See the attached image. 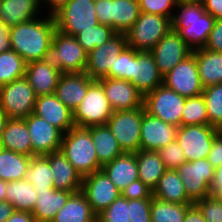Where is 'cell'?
Here are the masks:
<instances>
[{
  "mask_svg": "<svg viewBox=\"0 0 222 222\" xmlns=\"http://www.w3.org/2000/svg\"><path fill=\"white\" fill-rule=\"evenodd\" d=\"M163 161L166 170H176L181 164L186 162L183 148L175 139L168 145L157 151Z\"/></svg>",
  "mask_w": 222,
  "mask_h": 222,
  "instance_id": "ee69618b",
  "label": "cell"
},
{
  "mask_svg": "<svg viewBox=\"0 0 222 222\" xmlns=\"http://www.w3.org/2000/svg\"><path fill=\"white\" fill-rule=\"evenodd\" d=\"M208 125L222 131V83L205 87L202 92Z\"/></svg>",
  "mask_w": 222,
  "mask_h": 222,
  "instance_id": "ab89813d",
  "label": "cell"
},
{
  "mask_svg": "<svg viewBox=\"0 0 222 222\" xmlns=\"http://www.w3.org/2000/svg\"><path fill=\"white\" fill-rule=\"evenodd\" d=\"M162 76L192 54L179 33L171 29L150 51Z\"/></svg>",
  "mask_w": 222,
  "mask_h": 222,
  "instance_id": "e0dca14e",
  "label": "cell"
},
{
  "mask_svg": "<svg viewBox=\"0 0 222 222\" xmlns=\"http://www.w3.org/2000/svg\"><path fill=\"white\" fill-rule=\"evenodd\" d=\"M9 49L8 29L0 23V51Z\"/></svg>",
  "mask_w": 222,
  "mask_h": 222,
  "instance_id": "91938a15",
  "label": "cell"
},
{
  "mask_svg": "<svg viewBox=\"0 0 222 222\" xmlns=\"http://www.w3.org/2000/svg\"><path fill=\"white\" fill-rule=\"evenodd\" d=\"M41 9L39 0H0V23L9 29L38 18Z\"/></svg>",
  "mask_w": 222,
  "mask_h": 222,
  "instance_id": "d4e9b609",
  "label": "cell"
},
{
  "mask_svg": "<svg viewBox=\"0 0 222 222\" xmlns=\"http://www.w3.org/2000/svg\"><path fill=\"white\" fill-rule=\"evenodd\" d=\"M202 0H175L176 4H183V3H193V2H200Z\"/></svg>",
  "mask_w": 222,
  "mask_h": 222,
  "instance_id": "e7e4bbea",
  "label": "cell"
},
{
  "mask_svg": "<svg viewBox=\"0 0 222 222\" xmlns=\"http://www.w3.org/2000/svg\"><path fill=\"white\" fill-rule=\"evenodd\" d=\"M204 48L222 53V19H216Z\"/></svg>",
  "mask_w": 222,
  "mask_h": 222,
  "instance_id": "f907efd6",
  "label": "cell"
},
{
  "mask_svg": "<svg viewBox=\"0 0 222 222\" xmlns=\"http://www.w3.org/2000/svg\"><path fill=\"white\" fill-rule=\"evenodd\" d=\"M14 211V206H12L6 200L0 202V222H6Z\"/></svg>",
  "mask_w": 222,
  "mask_h": 222,
  "instance_id": "6f0895ef",
  "label": "cell"
},
{
  "mask_svg": "<svg viewBox=\"0 0 222 222\" xmlns=\"http://www.w3.org/2000/svg\"><path fill=\"white\" fill-rule=\"evenodd\" d=\"M222 186V165L215 168L214 176L210 185L211 194Z\"/></svg>",
  "mask_w": 222,
  "mask_h": 222,
  "instance_id": "680465c9",
  "label": "cell"
},
{
  "mask_svg": "<svg viewBox=\"0 0 222 222\" xmlns=\"http://www.w3.org/2000/svg\"><path fill=\"white\" fill-rule=\"evenodd\" d=\"M206 222H222V202L212 195L194 202Z\"/></svg>",
  "mask_w": 222,
  "mask_h": 222,
  "instance_id": "7dc6e473",
  "label": "cell"
},
{
  "mask_svg": "<svg viewBox=\"0 0 222 222\" xmlns=\"http://www.w3.org/2000/svg\"><path fill=\"white\" fill-rule=\"evenodd\" d=\"M87 129L91 132L98 162L101 166L124 153L107 125L91 126Z\"/></svg>",
  "mask_w": 222,
  "mask_h": 222,
  "instance_id": "836d02e7",
  "label": "cell"
},
{
  "mask_svg": "<svg viewBox=\"0 0 222 222\" xmlns=\"http://www.w3.org/2000/svg\"><path fill=\"white\" fill-rule=\"evenodd\" d=\"M27 63L14 50L0 51V87L25 77Z\"/></svg>",
  "mask_w": 222,
  "mask_h": 222,
  "instance_id": "74e56055",
  "label": "cell"
},
{
  "mask_svg": "<svg viewBox=\"0 0 222 222\" xmlns=\"http://www.w3.org/2000/svg\"><path fill=\"white\" fill-rule=\"evenodd\" d=\"M128 199L121 195L97 215L100 222H130Z\"/></svg>",
  "mask_w": 222,
  "mask_h": 222,
  "instance_id": "7bdbcfd3",
  "label": "cell"
},
{
  "mask_svg": "<svg viewBox=\"0 0 222 222\" xmlns=\"http://www.w3.org/2000/svg\"><path fill=\"white\" fill-rule=\"evenodd\" d=\"M96 218L97 215L92 211L85 195L79 191L68 198L52 222H92Z\"/></svg>",
  "mask_w": 222,
  "mask_h": 222,
  "instance_id": "1f68e13d",
  "label": "cell"
},
{
  "mask_svg": "<svg viewBox=\"0 0 222 222\" xmlns=\"http://www.w3.org/2000/svg\"><path fill=\"white\" fill-rule=\"evenodd\" d=\"M7 181L0 179V202L5 201Z\"/></svg>",
  "mask_w": 222,
  "mask_h": 222,
  "instance_id": "6125c7cd",
  "label": "cell"
},
{
  "mask_svg": "<svg viewBox=\"0 0 222 222\" xmlns=\"http://www.w3.org/2000/svg\"><path fill=\"white\" fill-rule=\"evenodd\" d=\"M215 168L207 158L186 161L181 164L176 172L182 180L187 196L196 202L211 195L210 185Z\"/></svg>",
  "mask_w": 222,
  "mask_h": 222,
  "instance_id": "4fadbf2b",
  "label": "cell"
},
{
  "mask_svg": "<svg viewBox=\"0 0 222 222\" xmlns=\"http://www.w3.org/2000/svg\"><path fill=\"white\" fill-rule=\"evenodd\" d=\"M103 87L113 111L134 110L143 106L144 96L127 80L102 78L97 80Z\"/></svg>",
  "mask_w": 222,
  "mask_h": 222,
  "instance_id": "d6986e66",
  "label": "cell"
},
{
  "mask_svg": "<svg viewBox=\"0 0 222 222\" xmlns=\"http://www.w3.org/2000/svg\"><path fill=\"white\" fill-rule=\"evenodd\" d=\"M207 159L214 168L222 165V131L214 138Z\"/></svg>",
  "mask_w": 222,
  "mask_h": 222,
  "instance_id": "816d5d0a",
  "label": "cell"
},
{
  "mask_svg": "<svg viewBox=\"0 0 222 222\" xmlns=\"http://www.w3.org/2000/svg\"><path fill=\"white\" fill-rule=\"evenodd\" d=\"M92 222H100V220L98 218H96L95 220H93Z\"/></svg>",
  "mask_w": 222,
  "mask_h": 222,
  "instance_id": "003e7915",
  "label": "cell"
},
{
  "mask_svg": "<svg viewBox=\"0 0 222 222\" xmlns=\"http://www.w3.org/2000/svg\"><path fill=\"white\" fill-rule=\"evenodd\" d=\"M38 197L32 215L36 222H52L55 214L66 204L73 192L45 189L36 191Z\"/></svg>",
  "mask_w": 222,
  "mask_h": 222,
  "instance_id": "f1b7e54d",
  "label": "cell"
},
{
  "mask_svg": "<svg viewBox=\"0 0 222 222\" xmlns=\"http://www.w3.org/2000/svg\"><path fill=\"white\" fill-rule=\"evenodd\" d=\"M3 149L2 139L0 137V151Z\"/></svg>",
  "mask_w": 222,
  "mask_h": 222,
  "instance_id": "03108f58",
  "label": "cell"
},
{
  "mask_svg": "<svg viewBox=\"0 0 222 222\" xmlns=\"http://www.w3.org/2000/svg\"><path fill=\"white\" fill-rule=\"evenodd\" d=\"M42 10L47 11L49 15H53L58 11L68 0H39ZM45 7V8H44Z\"/></svg>",
  "mask_w": 222,
  "mask_h": 222,
  "instance_id": "db71d44e",
  "label": "cell"
},
{
  "mask_svg": "<svg viewBox=\"0 0 222 222\" xmlns=\"http://www.w3.org/2000/svg\"><path fill=\"white\" fill-rule=\"evenodd\" d=\"M145 111L144 105L134 110L114 111L106 125L116 138L123 152L140 150V131Z\"/></svg>",
  "mask_w": 222,
  "mask_h": 222,
  "instance_id": "ba28073f",
  "label": "cell"
},
{
  "mask_svg": "<svg viewBox=\"0 0 222 222\" xmlns=\"http://www.w3.org/2000/svg\"><path fill=\"white\" fill-rule=\"evenodd\" d=\"M87 55L75 36L56 29L51 45L41 60L61 74L84 73L87 66Z\"/></svg>",
  "mask_w": 222,
  "mask_h": 222,
  "instance_id": "3957f363",
  "label": "cell"
},
{
  "mask_svg": "<svg viewBox=\"0 0 222 222\" xmlns=\"http://www.w3.org/2000/svg\"><path fill=\"white\" fill-rule=\"evenodd\" d=\"M203 87L222 83V53L205 48L192 51Z\"/></svg>",
  "mask_w": 222,
  "mask_h": 222,
  "instance_id": "f546056e",
  "label": "cell"
},
{
  "mask_svg": "<svg viewBox=\"0 0 222 222\" xmlns=\"http://www.w3.org/2000/svg\"><path fill=\"white\" fill-rule=\"evenodd\" d=\"M98 22L125 34L139 17L138 0H99L95 2Z\"/></svg>",
  "mask_w": 222,
  "mask_h": 222,
  "instance_id": "30bf717a",
  "label": "cell"
},
{
  "mask_svg": "<svg viewBox=\"0 0 222 222\" xmlns=\"http://www.w3.org/2000/svg\"><path fill=\"white\" fill-rule=\"evenodd\" d=\"M44 157L49 161L50 169L53 172L54 189L73 193L81 191L83 178L61 150Z\"/></svg>",
  "mask_w": 222,
  "mask_h": 222,
  "instance_id": "cb8c5ba5",
  "label": "cell"
},
{
  "mask_svg": "<svg viewBox=\"0 0 222 222\" xmlns=\"http://www.w3.org/2000/svg\"><path fill=\"white\" fill-rule=\"evenodd\" d=\"M175 9L172 29L192 51L204 48L216 19L205 11L202 1L177 4Z\"/></svg>",
  "mask_w": 222,
  "mask_h": 222,
  "instance_id": "7a4b0ae2",
  "label": "cell"
},
{
  "mask_svg": "<svg viewBox=\"0 0 222 222\" xmlns=\"http://www.w3.org/2000/svg\"><path fill=\"white\" fill-rule=\"evenodd\" d=\"M37 197L34 186L26 179L7 182L5 200L14 206L15 211L32 213Z\"/></svg>",
  "mask_w": 222,
  "mask_h": 222,
  "instance_id": "e575fe53",
  "label": "cell"
},
{
  "mask_svg": "<svg viewBox=\"0 0 222 222\" xmlns=\"http://www.w3.org/2000/svg\"><path fill=\"white\" fill-rule=\"evenodd\" d=\"M113 112L102 85L95 80L73 112L74 124L81 128L106 125Z\"/></svg>",
  "mask_w": 222,
  "mask_h": 222,
  "instance_id": "8992f818",
  "label": "cell"
},
{
  "mask_svg": "<svg viewBox=\"0 0 222 222\" xmlns=\"http://www.w3.org/2000/svg\"><path fill=\"white\" fill-rule=\"evenodd\" d=\"M163 85L184 97L201 95L204 87L194 55L191 54L164 75Z\"/></svg>",
  "mask_w": 222,
  "mask_h": 222,
  "instance_id": "9a60e30c",
  "label": "cell"
},
{
  "mask_svg": "<svg viewBox=\"0 0 222 222\" xmlns=\"http://www.w3.org/2000/svg\"><path fill=\"white\" fill-rule=\"evenodd\" d=\"M132 83L143 96L163 85V76L150 51H137L133 55Z\"/></svg>",
  "mask_w": 222,
  "mask_h": 222,
  "instance_id": "44dd1931",
  "label": "cell"
},
{
  "mask_svg": "<svg viewBox=\"0 0 222 222\" xmlns=\"http://www.w3.org/2000/svg\"><path fill=\"white\" fill-rule=\"evenodd\" d=\"M81 192L85 195L92 211L98 215L120 195V190L102 171L83 177Z\"/></svg>",
  "mask_w": 222,
  "mask_h": 222,
  "instance_id": "2e32d148",
  "label": "cell"
},
{
  "mask_svg": "<svg viewBox=\"0 0 222 222\" xmlns=\"http://www.w3.org/2000/svg\"><path fill=\"white\" fill-rule=\"evenodd\" d=\"M31 157L7 149L0 151V179L4 181L23 180Z\"/></svg>",
  "mask_w": 222,
  "mask_h": 222,
  "instance_id": "d590c367",
  "label": "cell"
},
{
  "mask_svg": "<svg viewBox=\"0 0 222 222\" xmlns=\"http://www.w3.org/2000/svg\"><path fill=\"white\" fill-rule=\"evenodd\" d=\"M204 9L215 19H222V0H202Z\"/></svg>",
  "mask_w": 222,
  "mask_h": 222,
  "instance_id": "f5cc1de1",
  "label": "cell"
},
{
  "mask_svg": "<svg viewBox=\"0 0 222 222\" xmlns=\"http://www.w3.org/2000/svg\"><path fill=\"white\" fill-rule=\"evenodd\" d=\"M1 139L4 149L33 157L30 133L24 119L8 118Z\"/></svg>",
  "mask_w": 222,
  "mask_h": 222,
  "instance_id": "83f0119b",
  "label": "cell"
},
{
  "mask_svg": "<svg viewBox=\"0 0 222 222\" xmlns=\"http://www.w3.org/2000/svg\"><path fill=\"white\" fill-rule=\"evenodd\" d=\"M215 199L222 202V186L211 194Z\"/></svg>",
  "mask_w": 222,
  "mask_h": 222,
  "instance_id": "be15d7a7",
  "label": "cell"
},
{
  "mask_svg": "<svg viewBox=\"0 0 222 222\" xmlns=\"http://www.w3.org/2000/svg\"><path fill=\"white\" fill-rule=\"evenodd\" d=\"M33 113L63 133L75 127L73 112L55 94L37 96Z\"/></svg>",
  "mask_w": 222,
  "mask_h": 222,
  "instance_id": "7402d4cb",
  "label": "cell"
},
{
  "mask_svg": "<svg viewBox=\"0 0 222 222\" xmlns=\"http://www.w3.org/2000/svg\"><path fill=\"white\" fill-rule=\"evenodd\" d=\"M130 222H151V199L128 200Z\"/></svg>",
  "mask_w": 222,
  "mask_h": 222,
  "instance_id": "c3c4849f",
  "label": "cell"
},
{
  "mask_svg": "<svg viewBox=\"0 0 222 222\" xmlns=\"http://www.w3.org/2000/svg\"><path fill=\"white\" fill-rule=\"evenodd\" d=\"M101 170L121 191L133 181L139 179L136 152H124L122 155L102 166Z\"/></svg>",
  "mask_w": 222,
  "mask_h": 222,
  "instance_id": "484cf974",
  "label": "cell"
},
{
  "mask_svg": "<svg viewBox=\"0 0 222 222\" xmlns=\"http://www.w3.org/2000/svg\"><path fill=\"white\" fill-rule=\"evenodd\" d=\"M172 29V19L140 12L133 26L125 33L127 45L136 51H151Z\"/></svg>",
  "mask_w": 222,
  "mask_h": 222,
  "instance_id": "5b68a950",
  "label": "cell"
},
{
  "mask_svg": "<svg viewBox=\"0 0 222 222\" xmlns=\"http://www.w3.org/2000/svg\"><path fill=\"white\" fill-rule=\"evenodd\" d=\"M139 179L152 191L164 172L165 165L157 151L140 149L136 152Z\"/></svg>",
  "mask_w": 222,
  "mask_h": 222,
  "instance_id": "d6a6232c",
  "label": "cell"
},
{
  "mask_svg": "<svg viewBox=\"0 0 222 222\" xmlns=\"http://www.w3.org/2000/svg\"><path fill=\"white\" fill-rule=\"evenodd\" d=\"M121 196L128 200L152 199L153 191L148 188L140 179L133 181L122 189Z\"/></svg>",
  "mask_w": 222,
  "mask_h": 222,
  "instance_id": "681fc988",
  "label": "cell"
},
{
  "mask_svg": "<svg viewBox=\"0 0 222 222\" xmlns=\"http://www.w3.org/2000/svg\"><path fill=\"white\" fill-rule=\"evenodd\" d=\"M36 94L25 77L0 87V109L8 118L25 119L34 112Z\"/></svg>",
  "mask_w": 222,
  "mask_h": 222,
  "instance_id": "9c48e42d",
  "label": "cell"
},
{
  "mask_svg": "<svg viewBox=\"0 0 222 222\" xmlns=\"http://www.w3.org/2000/svg\"><path fill=\"white\" fill-rule=\"evenodd\" d=\"M84 73H63L58 80L55 95L72 112L85 97L88 87L94 82Z\"/></svg>",
  "mask_w": 222,
  "mask_h": 222,
  "instance_id": "603a6c76",
  "label": "cell"
},
{
  "mask_svg": "<svg viewBox=\"0 0 222 222\" xmlns=\"http://www.w3.org/2000/svg\"><path fill=\"white\" fill-rule=\"evenodd\" d=\"M60 150L82 178L102 168L87 128L75 126L64 133Z\"/></svg>",
  "mask_w": 222,
  "mask_h": 222,
  "instance_id": "277c9868",
  "label": "cell"
},
{
  "mask_svg": "<svg viewBox=\"0 0 222 222\" xmlns=\"http://www.w3.org/2000/svg\"><path fill=\"white\" fill-rule=\"evenodd\" d=\"M140 12L160 15L173 19L175 0H138ZM173 12V13H172Z\"/></svg>",
  "mask_w": 222,
  "mask_h": 222,
  "instance_id": "bcb514c9",
  "label": "cell"
},
{
  "mask_svg": "<svg viewBox=\"0 0 222 222\" xmlns=\"http://www.w3.org/2000/svg\"><path fill=\"white\" fill-rule=\"evenodd\" d=\"M52 175L49 161L44 156L31 157L25 179L34 186L36 191L54 189Z\"/></svg>",
  "mask_w": 222,
  "mask_h": 222,
  "instance_id": "8d00e7d4",
  "label": "cell"
},
{
  "mask_svg": "<svg viewBox=\"0 0 222 222\" xmlns=\"http://www.w3.org/2000/svg\"><path fill=\"white\" fill-rule=\"evenodd\" d=\"M6 222H36V220L31 212L14 211Z\"/></svg>",
  "mask_w": 222,
  "mask_h": 222,
  "instance_id": "9f6ffc18",
  "label": "cell"
},
{
  "mask_svg": "<svg viewBox=\"0 0 222 222\" xmlns=\"http://www.w3.org/2000/svg\"><path fill=\"white\" fill-rule=\"evenodd\" d=\"M24 120L30 133L33 156H45L60 150L64 134L60 129L34 113Z\"/></svg>",
  "mask_w": 222,
  "mask_h": 222,
  "instance_id": "ac0fdd59",
  "label": "cell"
},
{
  "mask_svg": "<svg viewBox=\"0 0 222 222\" xmlns=\"http://www.w3.org/2000/svg\"><path fill=\"white\" fill-rule=\"evenodd\" d=\"M53 17L56 29L72 36L99 24L93 0H68Z\"/></svg>",
  "mask_w": 222,
  "mask_h": 222,
  "instance_id": "52a82bcc",
  "label": "cell"
},
{
  "mask_svg": "<svg viewBox=\"0 0 222 222\" xmlns=\"http://www.w3.org/2000/svg\"><path fill=\"white\" fill-rule=\"evenodd\" d=\"M55 30L53 15L44 12L40 18L8 29L9 49L14 50L26 63L41 60L51 45Z\"/></svg>",
  "mask_w": 222,
  "mask_h": 222,
  "instance_id": "6da1fadb",
  "label": "cell"
},
{
  "mask_svg": "<svg viewBox=\"0 0 222 222\" xmlns=\"http://www.w3.org/2000/svg\"><path fill=\"white\" fill-rule=\"evenodd\" d=\"M208 116L203 95L186 97L182 110L181 125H207Z\"/></svg>",
  "mask_w": 222,
  "mask_h": 222,
  "instance_id": "b9f144b4",
  "label": "cell"
},
{
  "mask_svg": "<svg viewBox=\"0 0 222 222\" xmlns=\"http://www.w3.org/2000/svg\"><path fill=\"white\" fill-rule=\"evenodd\" d=\"M193 204H177L164 202L152 197L151 222H183L185 212Z\"/></svg>",
  "mask_w": 222,
  "mask_h": 222,
  "instance_id": "f35d334b",
  "label": "cell"
},
{
  "mask_svg": "<svg viewBox=\"0 0 222 222\" xmlns=\"http://www.w3.org/2000/svg\"><path fill=\"white\" fill-rule=\"evenodd\" d=\"M61 73L42 60L27 63L25 78L33 88L36 96L55 93Z\"/></svg>",
  "mask_w": 222,
  "mask_h": 222,
  "instance_id": "4316f807",
  "label": "cell"
},
{
  "mask_svg": "<svg viewBox=\"0 0 222 222\" xmlns=\"http://www.w3.org/2000/svg\"><path fill=\"white\" fill-rule=\"evenodd\" d=\"M153 197L164 202L194 204L187 196L184 184L176 170H166L153 190Z\"/></svg>",
  "mask_w": 222,
  "mask_h": 222,
  "instance_id": "4dcf8cb0",
  "label": "cell"
},
{
  "mask_svg": "<svg viewBox=\"0 0 222 222\" xmlns=\"http://www.w3.org/2000/svg\"><path fill=\"white\" fill-rule=\"evenodd\" d=\"M221 132L210 125L180 126L176 140L183 148L186 161L208 158L214 138Z\"/></svg>",
  "mask_w": 222,
  "mask_h": 222,
  "instance_id": "5bb4252c",
  "label": "cell"
},
{
  "mask_svg": "<svg viewBox=\"0 0 222 222\" xmlns=\"http://www.w3.org/2000/svg\"><path fill=\"white\" fill-rule=\"evenodd\" d=\"M7 120H8V117L0 109V137H2L3 130H4V127H5V124H6Z\"/></svg>",
  "mask_w": 222,
  "mask_h": 222,
  "instance_id": "94428289",
  "label": "cell"
},
{
  "mask_svg": "<svg viewBox=\"0 0 222 222\" xmlns=\"http://www.w3.org/2000/svg\"><path fill=\"white\" fill-rule=\"evenodd\" d=\"M115 34L116 32L110 26L99 23L96 26L77 33L75 38L88 54L95 47H100L108 42Z\"/></svg>",
  "mask_w": 222,
  "mask_h": 222,
  "instance_id": "60d3db41",
  "label": "cell"
},
{
  "mask_svg": "<svg viewBox=\"0 0 222 222\" xmlns=\"http://www.w3.org/2000/svg\"><path fill=\"white\" fill-rule=\"evenodd\" d=\"M136 52L134 48L127 45L119 54L114 63L115 79H123L132 83L133 55Z\"/></svg>",
  "mask_w": 222,
  "mask_h": 222,
  "instance_id": "f6af8a7d",
  "label": "cell"
},
{
  "mask_svg": "<svg viewBox=\"0 0 222 222\" xmlns=\"http://www.w3.org/2000/svg\"><path fill=\"white\" fill-rule=\"evenodd\" d=\"M185 101L186 97L161 85L144 96L143 105L147 113L180 127Z\"/></svg>",
  "mask_w": 222,
  "mask_h": 222,
  "instance_id": "8fae6325",
  "label": "cell"
},
{
  "mask_svg": "<svg viewBox=\"0 0 222 222\" xmlns=\"http://www.w3.org/2000/svg\"><path fill=\"white\" fill-rule=\"evenodd\" d=\"M183 222H206L200 210L193 204L185 212Z\"/></svg>",
  "mask_w": 222,
  "mask_h": 222,
  "instance_id": "11a10c76",
  "label": "cell"
},
{
  "mask_svg": "<svg viewBox=\"0 0 222 222\" xmlns=\"http://www.w3.org/2000/svg\"><path fill=\"white\" fill-rule=\"evenodd\" d=\"M177 130L178 127L165 123L160 118L144 111L140 131V149L158 151L176 139Z\"/></svg>",
  "mask_w": 222,
  "mask_h": 222,
  "instance_id": "ffe728a7",
  "label": "cell"
},
{
  "mask_svg": "<svg viewBox=\"0 0 222 222\" xmlns=\"http://www.w3.org/2000/svg\"><path fill=\"white\" fill-rule=\"evenodd\" d=\"M126 46V35L116 33L108 42L88 53L85 73L93 80L114 78V63Z\"/></svg>",
  "mask_w": 222,
  "mask_h": 222,
  "instance_id": "7c38bea8",
  "label": "cell"
}]
</instances>
